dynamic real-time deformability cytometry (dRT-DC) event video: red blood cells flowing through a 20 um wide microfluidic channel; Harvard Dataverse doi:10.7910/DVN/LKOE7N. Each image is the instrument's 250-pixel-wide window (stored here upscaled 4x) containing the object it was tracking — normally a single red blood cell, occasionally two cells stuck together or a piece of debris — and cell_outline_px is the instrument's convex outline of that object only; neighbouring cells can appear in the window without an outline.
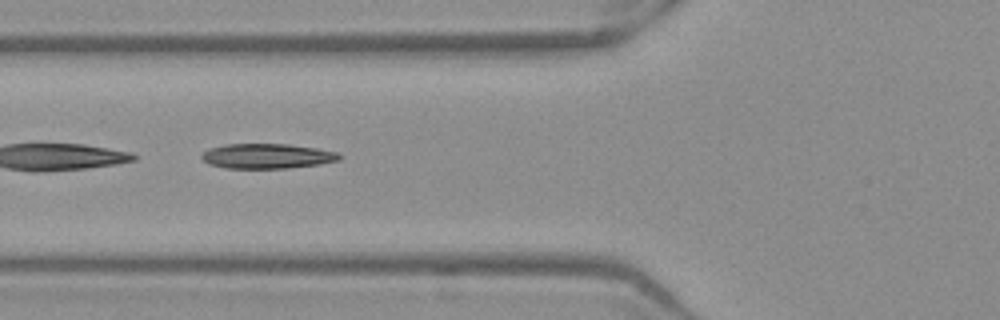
{"species": "Egyptian fruit bat (a non-hibernating species)", "species_latin": "Rousettus aegyptiacus", "temperature_condition": "warm", "stored_images_in_passage": 51, "segment_of_instrument_passage": [2, 2], "camera_frame_rate_fps": 3000, "um_per_image_px": 0.085, "frame": {"image": 1, "passage_image": 19, "time_ms": 6.0, "image_size_px": [1000, 320], "cell_outline_px": [[344, 156], [340, 160], [320, 164], [288, 168], [224, 168], [208, 164], [200, 156], [208, 148], [224, 144], [288, 144], [316, 148], [340, 152]], "centroid_in_image_um": [22.73, 13.26], "position_along_channel_um": 103.1, "area_um2": 20.23}}
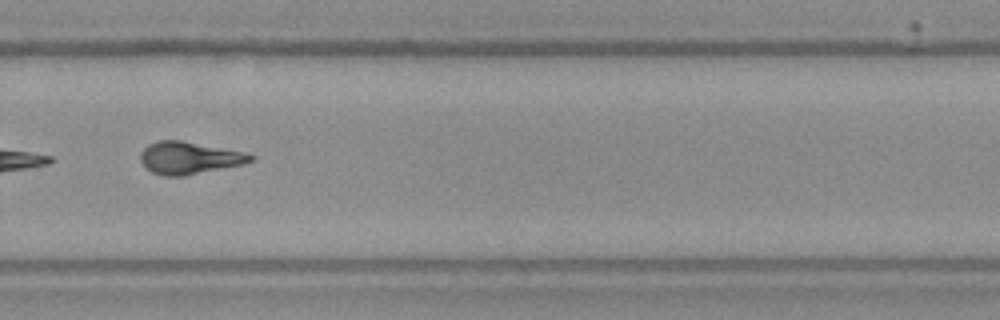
{"frame": {"image": 2, "passage_image": 35, "time_ms": 11.333, "image_size_px": [1000, 320], "cell_outline_px": [[256, 156], [252, 160], [244, 164], [184, 176], [164, 176], [152, 172], [140, 160], [140, 152], [148, 144], [156, 140], [180, 140], [244, 152]], "centroid_in_image_um": [16.07, 13.42], "position_along_channel_um": 313.7, "area_um2": 20.63}}
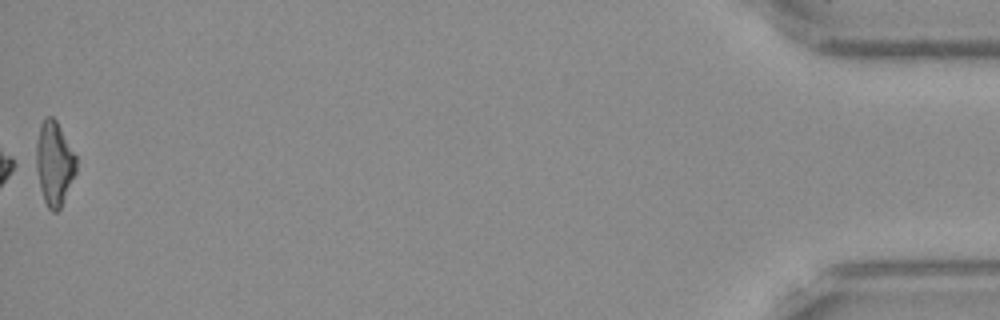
{"frame": {"image": 3, "passage_image": 51, "time_ms": 16.667, "image_size_px": [1000, 320], "cell_outline_px": [[76, 172], [60, 208], [56, 212], [52, 212], [48, 208], [44, 200], [28, 164], [40, 124], [44, 116], [52, 116], [56, 120], [76, 156]], "centroid_in_image_um": [4.46, 13.87], "position_along_channel_um": 430.7, "area_um2": 21.15}}